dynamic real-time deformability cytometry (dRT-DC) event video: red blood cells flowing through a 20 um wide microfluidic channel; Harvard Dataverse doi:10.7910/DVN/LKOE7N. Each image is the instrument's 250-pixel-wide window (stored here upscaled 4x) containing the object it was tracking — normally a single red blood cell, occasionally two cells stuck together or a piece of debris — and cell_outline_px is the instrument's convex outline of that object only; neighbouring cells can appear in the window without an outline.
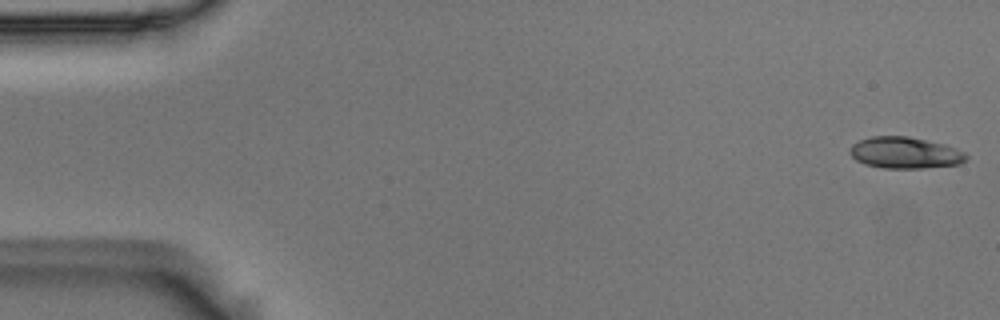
{"species": "Egyptian fruit bat (a non-hibernating species)", "species_latin": "Rousettus aegyptiacus", "temperature_condition": "room temperature", "stored_images_in_passage": 54, "camera_frame_rate_fps": 3000, "um_per_image_px": 0.085, "animal": {"sex": "male"}, "frame": {"image": 1, "passage_image": 1, "time_ms": 0.0, "image_size_px": [1000, 320], "cell_outline_px": [[968, 160], [960, 164], [924, 168], [884, 168], [864, 164], [856, 160], [852, 156], [852, 144], [860, 140], [872, 136], [908, 136], [944, 144], [964, 152], [968, 156]], "centroid_in_image_um": [76.96, 12.99], "position_along_channel_um": 8.0, "area_um2": 21.21}}
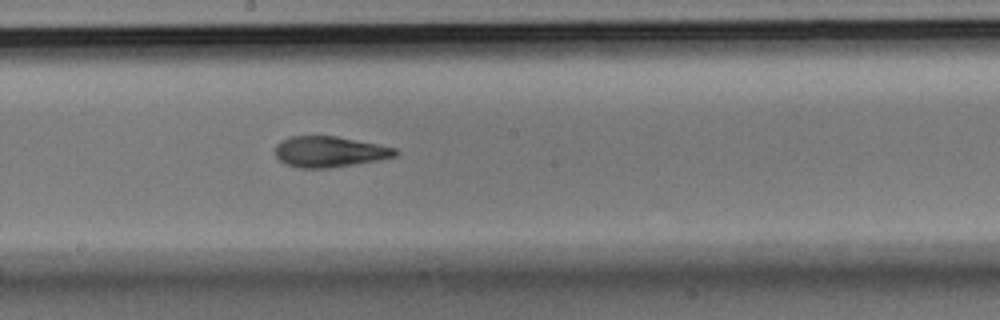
{"frame": {"image": 2, "passage_image": 29, "time_ms": 9.333, "image_size_px": [1000, 320], "cell_outline_px": [[396, 156], [376, 160], [328, 168], [300, 168], [284, 164], [276, 156], [276, 144], [280, 140], [292, 136], [336, 136], [396, 148]], "centroid_in_image_um": [27.94, 12.89], "position_along_channel_um": 220.3, "area_um2": 21.27}}
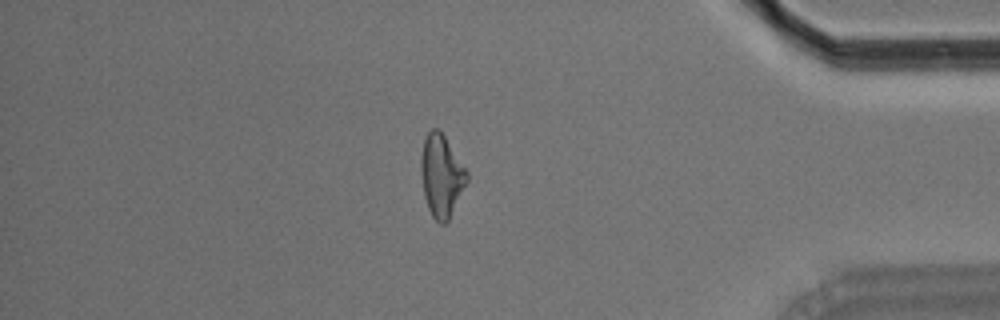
{"frame": {"image": 3, "passage_image": 46, "time_ms": 15.0, "image_size_px": [1000, 320], "cell_outline_px": [[468, 180], [448, 220], [444, 224], [440, 224], [432, 216], [428, 208], [424, 196], [420, 172], [420, 156], [424, 140], [428, 132], [432, 128], [440, 128], [468, 172]], "centroid_in_image_um": [37.5, 14.9], "position_along_channel_um": 397.7, "area_um2": 22.08}, "authors_computed_cell_mechanics": {"area_um2": 21.7039, "velocity_mm_per_s": 3.7149, "shape_relaxation_time_tau1_ms": 8.0122, "shape_relaxation_time_tau2_ms": 2.9205, "deformation_change_tau1": 0.1952, "deformation_change_tau2": 0.1065}}